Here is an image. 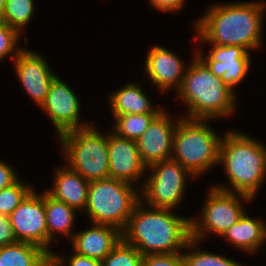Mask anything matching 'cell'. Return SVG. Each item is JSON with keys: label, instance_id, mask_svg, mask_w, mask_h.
Here are the masks:
<instances>
[{"label": "cell", "instance_id": "cell-1", "mask_svg": "<svg viewBox=\"0 0 266 266\" xmlns=\"http://www.w3.org/2000/svg\"><path fill=\"white\" fill-rule=\"evenodd\" d=\"M265 10L266 3L258 0L212 4L194 23L195 41L208 45L241 46L248 52L260 49Z\"/></svg>", "mask_w": 266, "mask_h": 266}, {"label": "cell", "instance_id": "cell-2", "mask_svg": "<svg viewBox=\"0 0 266 266\" xmlns=\"http://www.w3.org/2000/svg\"><path fill=\"white\" fill-rule=\"evenodd\" d=\"M144 206L142 201L135 206L122 239L142 256L184 250L191 239V218L177 216L173 209Z\"/></svg>", "mask_w": 266, "mask_h": 266}, {"label": "cell", "instance_id": "cell-3", "mask_svg": "<svg viewBox=\"0 0 266 266\" xmlns=\"http://www.w3.org/2000/svg\"><path fill=\"white\" fill-rule=\"evenodd\" d=\"M228 177V187L213 185L229 193H238L254 199L266 177V145L245 133L228 131L220 144L219 165Z\"/></svg>", "mask_w": 266, "mask_h": 266}, {"label": "cell", "instance_id": "cell-4", "mask_svg": "<svg viewBox=\"0 0 266 266\" xmlns=\"http://www.w3.org/2000/svg\"><path fill=\"white\" fill-rule=\"evenodd\" d=\"M176 93L188 110L182 117L190 119L226 118L234 114L237 105V95L208 69L195 52Z\"/></svg>", "mask_w": 266, "mask_h": 266}, {"label": "cell", "instance_id": "cell-5", "mask_svg": "<svg viewBox=\"0 0 266 266\" xmlns=\"http://www.w3.org/2000/svg\"><path fill=\"white\" fill-rule=\"evenodd\" d=\"M222 138L209 127L208 119L181 116L174 134L171 159L179 162L195 178L199 177L219 165Z\"/></svg>", "mask_w": 266, "mask_h": 266}, {"label": "cell", "instance_id": "cell-6", "mask_svg": "<svg viewBox=\"0 0 266 266\" xmlns=\"http://www.w3.org/2000/svg\"><path fill=\"white\" fill-rule=\"evenodd\" d=\"M94 126L90 124L58 136L67 167L89 182L109 178L108 135Z\"/></svg>", "mask_w": 266, "mask_h": 266}, {"label": "cell", "instance_id": "cell-7", "mask_svg": "<svg viewBox=\"0 0 266 266\" xmlns=\"http://www.w3.org/2000/svg\"><path fill=\"white\" fill-rule=\"evenodd\" d=\"M118 179L89 183L85 214L90 223L111 225L121 232L126 228L135 206L141 201L140 189Z\"/></svg>", "mask_w": 266, "mask_h": 266}, {"label": "cell", "instance_id": "cell-8", "mask_svg": "<svg viewBox=\"0 0 266 266\" xmlns=\"http://www.w3.org/2000/svg\"><path fill=\"white\" fill-rule=\"evenodd\" d=\"M252 200L250 196L225 192L211 186L200 219L191 217V238L201 242L209 233L221 237L245 213V201Z\"/></svg>", "mask_w": 266, "mask_h": 266}, {"label": "cell", "instance_id": "cell-9", "mask_svg": "<svg viewBox=\"0 0 266 266\" xmlns=\"http://www.w3.org/2000/svg\"><path fill=\"white\" fill-rule=\"evenodd\" d=\"M148 171V178H143V185L138 186L142 189L141 201L148 207L176 210L185 196L187 177L194 179V176L171 158L150 165Z\"/></svg>", "mask_w": 266, "mask_h": 266}, {"label": "cell", "instance_id": "cell-10", "mask_svg": "<svg viewBox=\"0 0 266 266\" xmlns=\"http://www.w3.org/2000/svg\"><path fill=\"white\" fill-rule=\"evenodd\" d=\"M9 217L17 241L36 244L48 252L44 193L33 189Z\"/></svg>", "mask_w": 266, "mask_h": 266}, {"label": "cell", "instance_id": "cell-11", "mask_svg": "<svg viewBox=\"0 0 266 266\" xmlns=\"http://www.w3.org/2000/svg\"><path fill=\"white\" fill-rule=\"evenodd\" d=\"M76 92L60 77L56 76L49 88L42 110L49 115L57 135L86 127L90 123L80 121L81 101Z\"/></svg>", "mask_w": 266, "mask_h": 266}, {"label": "cell", "instance_id": "cell-12", "mask_svg": "<svg viewBox=\"0 0 266 266\" xmlns=\"http://www.w3.org/2000/svg\"><path fill=\"white\" fill-rule=\"evenodd\" d=\"M210 47L209 54L203 55L196 49L195 55L236 94L235 87L245 79L251 68L250 52L241 46Z\"/></svg>", "mask_w": 266, "mask_h": 266}, {"label": "cell", "instance_id": "cell-13", "mask_svg": "<svg viewBox=\"0 0 266 266\" xmlns=\"http://www.w3.org/2000/svg\"><path fill=\"white\" fill-rule=\"evenodd\" d=\"M180 118L172 120L171 115L163 109L136 141L141 161L146 167L171 158L174 134Z\"/></svg>", "mask_w": 266, "mask_h": 266}, {"label": "cell", "instance_id": "cell-14", "mask_svg": "<svg viewBox=\"0 0 266 266\" xmlns=\"http://www.w3.org/2000/svg\"><path fill=\"white\" fill-rule=\"evenodd\" d=\"M13 62L21 86L41 109L46 101L50 85L57 76L56 73L52 72L43 55L26 48L19 53Z\"/></svg>", "mask_w": 266, "mask_h": 266}, {"label": "cell", "instance_id": "cell-15", "mask_svg": "<svg viewBox=\"0 0 266 266\" xmlns=\"http://www.w3.org/2000/svg\"><path fill=\"white\" fill-rule=\"evenodd\" d=\"M108 155L109 178L135 185L142 180V177H145L147 167L141 161L136 141L118 136L110 131Z\"/></svg>", "mask_w": 266, "mask_h": 266}, {"label": "cell", "instance_id": "cell-16", "mask_svg": "<svg viewBox=\"0 0 266 266\" xmlns=\"http://www.w3.org/2000/svg\"><path fill=\"white\" fill-rule=\"evenodd\" d=\"M147 53L144 71L152 84H155L158 92L179 90L186 70V62L172 50L154 45Z\"/></svg>", "mask_w": 266, "mask_h": 266}, {"label": "cell", "instance_id": "cell-17", "mask_svg": "<svg viewBox=\"0 0 266 266\" xmlns=\"http://www.w3.org/2000/svg\"><path fill=\"white\" fill-rule=\"evenodd\" d=\"M122 239V232L111 225L92 223L87 230L74 233V252L102 261Z\"/></svg>", "mask_w": 266, "mask_h": 266}, {"label": "cell", "instance_id": "cell-18", "mask_svg": "<svg viewBox=\"0 0 266 266\" xmlns=\"http://www.w3.org/2000/svg\"><path fill=\"white\" fill-rule=\"evenodd\" d=\"M56 169L53 186L46 192L53 198L74 208L77 212L85 209L90 182L68 167Z\"/></svg>", "mask_w": 266, "mask_h": 266}, {"label": "cell", "instance_id": "cell-19", "mask_svg": "<svg viewBox=\"0 0 266 266\" xmlns=\"http://www.w3.org/2000/svg\"><path fill=\"white\" fill-rule=\"evenodd\" d=\"M245 212L221 237L233 247L249 254L259 251L266 241V224L259 218L249 217ZM264 242V243H263Z\"/></svg>", "mask_w": 266, "mask_h": 266}, {"label": "cell", "instance_id": "cell-20", "mask_svg": "<svg viewBox=\"0 0 266 266\" xmlns=\"http://www.w3.org/2000/svg\"><path fill=\"white\" fill-rule=\"evenodd\" d=\"M110 109L114 116L124 114L160 113L163 107L152 105V99L143 91L137 83L129 82L121 89L108 95Z\"/></svg>", "mask_w": 266, "mask_h": 266}, {"label": "cell", "instance_id": "cell-21", "mask_svg": "<svg viewBox=\"0 0 266 266\" xmlns=\"http://www.w3.org/2000/svg\"><path fill=\"white\" fill-rule=\"evenodd\" d=\"M44 205L48 229V253L51 254L53 251L50 250V245L56 241L54 235L62 234L65 237L70 236V239L73 238L75 232H72V226L76 220L75 212L77 211L66 203L53 198L46 191H44Z\"/></svg>", "mask_w": 266, "mask_h": 266}, {"label": "cell", "instance_id": "cell-22", "mask_svg": "<svg viewBox=\"0 0 266 266\" xmlns=\"http://www.w3.org/2000/svg\"><path fill=\"white\" fill-rule=\"evenodd\" d=\"M1 266H50V254L29 242L0 247Z\"/></svg>", "mask_w": 266, "mask_h": 266}, {"label": "cell", "instance_id": "cell-23", "mask_svg": "<svg viewBox=\"0 0 266 266\" xmlns=\"http://www.w3.org/2000/svg\"><path fill=\"white\" fill-rule=\"evenodd\" d=\"M159 113L124 114L114 116L113 132L126 139L137 141Z\"/></svg>", "mask_w": 266, "mask_h": 266}, {"label": "cell", "instance_id": "cell-24", "mask_svg": "<svg viewBox=\"0 0 266 266\" xmlns=\"http://www.w3.org/2000/svg\"><path fill=\"white\" fill-rule=\"evenodd\" d=\"M35 5L33 0H6L1 20L9 27L23 33V28L33 18Z\"/></svg>", "mask_w": 266, "mask_h": 266}, {"label": "cell", "instance_id": "cell-25", "mask_svg": "<svg viewBox=\"0 0 266 266\" xmlns=\"http://www.w3.org/2000/svg\"><path fill=\"white\" fill-rule=\"evenodd\" d=\"M198 240L190 239L184 249H191V252L183 251V257L186 266H244L228 257L219 254H213L207 250L198 248ZM198 248V249H197Z\"/></svg>", "mask_w": 266, "mask_h": 266}, {"label": "cell", "instance_id": "cell-26", "mask_svg": "<svg viewBox=\"0 0 266 266\" xmlns=\"http://www.w3.org/2000/svg\"><path fill=\"white\" fill-rule=\"evenodd\" d=\"M102 266H143V256L123 239L102 260Z\"/></svg>", "mask_w": 266, "mask_h": 266}, {"label": "cell", "instance_id": "cell-27", "mask_svg": "<svg viewBox=\"0 0 266 266\" xmlns=\"http://www.w3.org/2000/svg\"><path fill=\"white\" fill-rule=\"evenodd\" d=\"M32 185L25 184L20 178L12 185L0 190V214H10L33 190Z\"/></svg>", "mask_w": 266, "mask_h": 266}, {"label": "cell", "instance_id": "cell-28", "mask_svg": "<svg viewBox=\"0 0 266 266\" xmlns=\"http://www.w3.org/2000/svg\"><path fill=\"white\" fill-rule=\"evenodd\" d=\"M22 35L15 29L9 27L4 21L0 22V61L9 57L15 59L23 50L18 46Z\"/></svg>", "mask_w": 266, "mask_h": 266}, {"label": "cell", "instance_id": "cell-29", "mask_svg": "<svg viewBox=\"0 0 266 266\" xmlns=\"http://www.w3.org/2000/svg\"><path fill=\"white\" fill-rule=\"evenodd\" d=\"M65 264L68 266H102V261L80 255L76 252H73L70 258L67 257V261L59 253L55 254L53 251L50 254V266H65Z\"/></svg>", "mask_w": 266, "mask_h": 266}, {"label": "cell", "instance_id": "cell-30", "mask_svg": "<svg viewBox=\"0 0 266 266\" xmlns=\"http://www.w3.org/2000/svg\"><path fill=\"white\" fill-rule=\"evenodd\" d=\"M143 266H186L183 252L143 256Z\"/></svg>", "mask_w": 266, "mask_h": 266}, {"label": "cell", "instance_id": "cell-31", "mask_svg": "<svg viewBox=\"0 0 266 266\" xmlns=\"http://www.w3.org/2000/svg\"><path fill=\"white\" fill-rule=\"evenodd\" d=\"M18 242L9 216L0 214V247Z\"/></svg>", "mask_w": 266, "mask_h": 266}, {"label": "cell", "instance_id": "cell-32", "mask_svg": "<svg viewBox=\"0 0 266 266\" xmlns=\"http://www.w3.org/2000/svg\"><path fill=\"white\" fill-rule=\"evenodd\" d=\"M18 179L13 166L0 159V190L14 184Z\"/></svg>", "mask_w": 266, "mask_h": 266}, {"label": "cell", "instance_id": "cell-33", "mask_svg": "<svg viewBox=\"0 0 266 266\" xmlns=\"http://www.w3.org/2000/svg\"><path fill=\"white\" fill-rule=\"evenodd\" d=\"M186 0H149L151 7L161 12H178L184 6Z\"/></svg>", "mask_w": 266, "mask_h": 266}, {"label": "cell", "instance_id": "cell-34", "mask_svg": "<svg viewBox=\"0 0 266 266\" xmlns=\"http://www.w3.org/2000/svg\"><path fill=\"white\" fill-rule=\"evenodd\" d=\"M6 0H0V15H2L5 8Z\"/></svg>", "mask_w": 266, "mask_h": 266}]
</instances>
